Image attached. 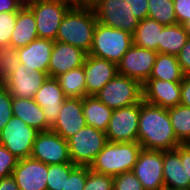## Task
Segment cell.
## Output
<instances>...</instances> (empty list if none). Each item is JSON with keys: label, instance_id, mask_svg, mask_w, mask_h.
<instances>
[{"label": "cell", "instance_id": "c3c4849f", "mask_svg": "<svg viewBox=\"0 0 190 190\" xmlns=\"http://www.w3.org/2000/svg\"><path fill=\"white\" fill-rule=\"evenodd\" d=\"M184 27L190 37V19L184 24Z\"/></svg>", "mask_w": 190, "mask_h": 190}, {"label": "cell", "instance_id": "8992f818", "mask_svg": "<svg viewBox=\"0 0 190 190\" xmlns=\"http://www.w3.org/2000/svg\"><path fill=\"white\" fill-rule=\"evenodd\" d=\"M95 96L112 110H116L139 103L143 99L142 84L117 73Z\"/></svg>", "mask_w": 190, "mask_h": 190}, {"label": "cell", "instance_id": "ba28073f", "mask_svg": "<svg viewBox=\"0 0 190 190\" xmlns=\"http://www.w3.org/2000/svg\"><path fill=\"white\" fill-rule=\"evenodd\" d=\"M39 131L13 116L0 132V144L17 159L29 158Z\"/></svg>", "mask_w": 190, "mask_h": 190}, {"label": "cell", "instance_id": "7a4b0ae2", "mask_svg": "<svg viewBox=\"0 0 190 190\" xmlns=\"http://www.w3.org/2000/svg\"><path fill=\"white\" fill-rule=\"evenodd\" d=\"M96 24L91 6L74 3L64 15L55 41L76 46L89 54Z\"/></svg>", "mask_w": 190, "mask_h": 190}, {"label": "cell", "instance_id": "d6986e66", "mask_svg": "<svg viewBox=\"0 0 190 190\" xmlns=\"http://www.w3.org/2000/svg\"><path fill=\"white\" fill-rule=\"evenodd\" d=\"M83 68L87 95L98 93L118 73L115 63L88 54Z\"/></svg>", "mask_w": 190, "mask_h": 190}, {"label": "cell", "instance_id": "3957f363", "mask_svg": "<svg viewBox=\"0 0 190 190\" xmlns=\"http://www.w3.org/2000/svg\"><path fill=\"white\" fill-rule=\"evenodd\" d=\"M142 150L139 142L107 141L97 154L89 169L93 172L116 176L133 170Z\"/></svg>", "mask_w": 190, "mask_h": 190}, {"label": "cell", "instance_id": "5b68a950", "mask_svg": "<svg viewBox=\"0 0 190 190\" xmlns=\"http://www.w3.org/2000/svg\"><path fill=\"white\" fill-rule=\"evenodd\" d=\"M76 3L75 0H34L25 2L33 12L38 38L56 40L60 23L68 9Z\"/></svg>", "mask_w": 190, "mask_h": 190}, {"label": "cell", "instance_id": "44dd1931", "mask_svg": "<svg viewBox=\"0 0 190 190\" xmlns=\"http://www.w3.org/2000/svg\"><path fill=\"white\" fill-rule=\"evenodd\" d=\"M54 41L38 38L24 47L17 48L21 67L48 73Z\"/></svg>", "mask_w": 190, "mask_h": 190}, {"label": "cell", "instance_id": "ac0fdd59", "mask_svg": "<svg viewBox=\"0 0 190 190\" xmlns=\"http://www.w3.org/2000/svg\"><path fill=\"white\" fill-rule=\"evenodd\" d=\"M87 53L76 46L54 41L48 65V76L56 78L66 72L83 66Z\"/></svg>", "mask_w": 190, "mask_h": 190}, {"label": "cell", "instance_id": "8d00e7d4", "mask_svg": "<svg viewBox=\"0 0 190 190\" xmlns=\"http://www.w3.org/2000/svg\"><path fill=\"white\" fill-rule=\"evenodd\" d=\"M113 190H144L132 171L113 176Z\"/></svg>", "mask_w": 190, "mask_h": 190}, {"label": "cell", "instance_id": "cb8c5ba5", "mask_svg": "<svg viewBox=\"0 0 190 190\" xmlns=\"http://www.w3.org/2000/svg\"><path fill=\"white\" fill-rule=\"evenodd\" d=\"M38 39L36 20L33 12L24 4L17 12V19L11 35L10 46L20 48Z\"/></svg>", "mask_w": 190, "mask_h": 190}, {"label": "cell", "instance_id": "9c48e42d", "mask_svg": "<svg viewBox=\"0 0 190 190\" xmlns=\"http://www.w3.org/2000/svg\"><path fill=\"white\" fill-rule=\"evenodd\" d=\"M91 7L97 22L133 34L139 24L125 0H97Z\"/></svg>", "mask_w": 190, "mask_h": 190}, {"label": "cell", "instance_id": "7402d4cb", "mask_svg": "<svg viewBox=\"0 0 190 190\" xmlns=\"http://www.w3.org/2000/svg\"><path fill=\"white\" fill-rule=\"evenodd\" d=\"M163 179L166 188L190 190V180L186 179L179 146L173 150L163 151Z\"/></svg>", "mask_w": 190, "mask_h": 190}, {"label": "cell", "instance_id": "ab89813d", "mask_svg": "<svg viewBox=\"0 0 190 190\" xmlns=\"http://www.w3.org/2000/svg\"><path fill=\"white\" fill-rule=\"evenodd\" d=\"M176 20L184 25L190 19V0H173Z\"/></svg>", "mask_w": 190, "mask_h": 190}, {"label": "cell", "instance_id": "6da1fadb", "mask_svg": "<svg viewBox=\"0 0 190 190\" xmlns=\"http://www.w3.org/2000/svg\"><path fill=\"white\" fill-rule=\"evenodd\" d=\"M138 142L148 150H173L182 145L173 131L168 109L140 101Z\"/></svg>", "mask_w": 190, "mask_h": 190}, {"label": "cell", "instance_id": "4fadbf2b", "mask_svg": "<svg viewBox=\"0 0 190 190\" xmlns=\"http://www.w3.org/2000/svg\"><path fill=\"white\" fill-rule=\"evenodd\" d=\"M158 52L140 48L134 44L117 65L118 73L138 80L142 85L149 79Z\"/></svg>", "mask_w": 190, "mask_h": 190}, {"label": "cell", "instance_id": "d4e9b609", "mask_svg": "<svg viewBox=\"0 0 190 190\" xmlns=\"http://www.w3.org/2000/svg\"><path fill=\"white\" fill-rule=\"evenodd\" d=\"M113 110L95 95L83 97V115L87 126L106 131Z\"/></svg>", "mask_w": 190, "mask_h": 190}, {"label": "cell", "instance_id": "4316f807", "mask_svg": "<svg viewBox=\"0 0 190 190\" xmlns=\"http://www.w3.org/2000/svg\"><path fill=\"white\" fill-rule=\"evenodd\" d=\"M184 76L177 56L158 53L149 79L182 82Z\"/></svg>", "mask_w": 190, "mask_h": 190}, {"label": "cell", "instance_id": "f1b7e54d", "mask_svg": "<svg viewBox=\"0 0 190 190\" xmlns=\"http://www.w3.org/2000/svg\"><path fill=\"white\" fill-rule=\"evenodd\" d=\"M85 78L84 68L81 66L56 77V80L67 98H83L87 96Z\"/></svg>", "mask_w": 190, "mask_h": 190}, {"label": "cell", "instance_id": "b9f144b4", "mask_svg": "<svg viewBox=\"0 0 190 190\" xmlns=\"http://www.w3.org/2000/svg\"><path fill=\"white\" fill-rule=\"evenodd\" d=\"M181 70L185 76H190V37L177 55Z\"/></svg>", "mask_w": 190, "mask_h": 190}, {"label": "cell", "instance_id": "484cf974", "mask_svg": "<svg viewBox=\"0 0 190 190\" xmlns=\"http://www.w3.org/2000/svg\"><path fill=\"white\" fill-rule=\"evenodd\" d=\"M163 27L150 17L140 20L138 27L132 34L133 44L159 53V42Z\"/></svg>", "mask_w": 190, "mask_h": 190}, {"label": "cell", "instance_id": "ffe728a7", "mask_svg": "<svg viewBox=\"0 0 190 190\" xmlns=\"http://www.w3.org/2000/svg\"><path fill=\"white\" fill-rule=\"evenodd\" d=\"M67 97L56 78L48 77L37 90L34 101L42 108L46 123L52 127L60 114L62 103Z\"/></svg>", "mask_w": 190, "mask_h": 190}, {"label": "cell", "instance_id": "f6af8a7d", "mask_svg": "<svg viewBox=\"0 0 190 190\" xmlns=\"http://www.w3.org/2000/svg\"><path fill=\"white\" fill-rule=\"evenodd\" d=\"M179 155L181 158L182 166L185 168L186 179L190 180V150L185 146H179Z\"/></svg>", "mask_w": 190, "mask_h": 190}, {"label": "cell", "instance_id": "8fae6325", "mask_svg": "<svg viewBox=\"0 0 190 190\" xmlns=\"http://www.w3.org/2000/svg\"><path fill=\"white\" fill-rule=\"evenodd\" d=\"M30 157L48 165L71 162L67 140L51 130L37 134Z\"/></svg>", "mask_w": 190, "mask_h": 190}, {"label": "cell", "instance_id": "ee69618b", "mask_svg": "<svg viewBox=\"0 0 190 190\" xmlns=\"http://www.w3.org/2000/svg\"><path fill=\"white\" fill-rule=\"evenodd\" d=\"M180 104L190 107V76H184L181 82Z\"/></svg>", "mask_w": 190, "mask_h": 190}, {"label": "cell", "instance_id": "60d3db41", "mask_svg": "<svg viewBox=\"0 0 190 190\" xmlns=\"http://www.w3.org/2000/svg\"><path fill=\"white\" fill-rule=\"evenodd\" d=\"M128 4L130 11L139 20L148 17V0H125Z\"/></svg>", "mask_w": 190, "mask_h": 190}, {"label": "cell", "instance_id": "681fc988", "mask_svg": "<svg viewBox=\"0 0 190 190\" xmlns=\"http://www.w3.org/2000/svg\"><path fill=\"white\" fill-rule=\"evenodd\" d=\"M183 146H185L187 149L190 150V137L185 141V143L183 144Z\"/></svg>", "mask_w": 190, "mask_h": 190}, {"label": "cell", "instance_id": "9a60e30c", "mask_svg": "<svg viewBox=\"0 0 190 190\" xmlns=\"http://www.w3.org/2000/svg\"><path fill=\"white\" fill-rule=\"evenodd\" d=\"M85 126L83 98L69 97L62 103L60 114L50 130L67 140Z\"/></svg>", "mask_w": 190, "mask_h": 190}, {"label": "cell", "instance_id": "bcb514c9", "mask_svg": "<svg viewBox=\"0 0 190 190\" xmlns=\"http://www.w3.org/2000/svg\"><path fill=\"white\" fill-rule=\"evenodd\" d=\"M0 190H19L12 175L0 179Z\"/></svg>", "mask_w": 190, "mask_h": 190}, {"label": "cell", "instance_id": "5bb4252c", "mask_svg": "<svg viewBox=\"0 0 190 190\" xmlns=\"http://www.w3.org/2000/svg\"><path fill=\"white\" fill-rule=\"evenodd\" d=\"M48 77L47 72L33 71L20 65L2 84L14 98L33 99Z\"/></svg>", "mask_w": 190, "mask_h": 190}, {"label": "cell", "instance_id": "e0dca14e", "mask_svg": "<svg viewBox=\"0 0 190 190\" xmlns=\"http://www.w3.org/2000/svg\"><path fill=\"white\" fill-rule=\"evenodd\" d=\"M143 100L162 108H171L180 104L181 82L148 79L142 85Z\"/></svg>", "mask_w": 190, "mask_h": 190}, {"label": "cell", "instance_id": "74e56055", "mask_svg": "<svg viewBox=\"0 0 190 190\" xmlns=\"http://www.w3.org/2000/svg\"><path fill=\"white\" fill-rule=\"evenodd\" d=\"M87 178V166H77L66 177V182L62 190H83Z\"/></svg>", "mask_w": 190, "mask_h": 190}, {"label": "cell", "instance_id": "30bf717a", "mask_svg": "<svg viewBox=\"0 0 190 190\" xmlns=\"http://www.w3.org/2000/svg\"><path fill=\"white\" fill-rule=\"evenodd\" d=\"M140 102L113 110L106 133L107 141L138 142Z\"/></svg>", "mask_w": 190, "mask_h": 190}, {"label": "cell", "instance_id": "52a82bcc", "mask_svg": "<svg viewBox=\"0 0 190 190\" xmlns=\"http://www.w3.org/2000/svg\"><path fill=\"white\" fill-rule=\"evenodd\" d=\"M106 143L104 131L86 125L67 139L71 162L77 166H90Z\"/></svg>", "mask_w": 190, "mask_h": 190}, {"label": "cell", "instance_id": "1f68e13d", "mask_svg": "<svg viewBox=\"0 0 190 190\" xmlns=\"http://www.w3.org/2000/svg\"><path fill=\"white\" fill-rule=\"evenodd\" d=\"M77 167L72 162L48 165L47 190H62L66 177Z\"/></svg>", "mask_w": 190, "mask_h": 190}, {"label": "cell", "instance_id": "e575fe53", "mask_svg": "<svg viewBox=\"0 0 190 190\" xmlns=\"http://www.w3.org/2000/svg\"><path fill=\"white\" fill-rule=\"evenodd\" d=\"M16 19L17 12L0 13V46L10 45Z\"/></svg>", "mask_w": 190, "mask_h": 190}, {"label": "cell", "instance_id": "f35d334b", "mask_svg": "<svg viewBox=\"0 0 190 190\" xmlns=\"http://www.w3.org/2000/svg\"><path fill=\"white\" fill-rule=\"evenodd\" d=\"M18 159L0 144V179L12 175Z\"/></svg>", "mask_w": 190, "mask_h": 190}, {"label": "cell", "instance_id": "277c9868", "mask_svg": "<svg viewBox=\"0 0 190 190\" xmlns=\"http://www.w3.org/2000/svg\"><path fill=\"white\" fill-rule=\"evenodd\" d=\"M132 45V34L129 32L97 22L88 55L104 58L118 65Z\"/></svg>", "mask_w": 190, "mask_h": 190}, {"label": "cell", "instance_id": "816d5d0a", "mask_svg": "<svg viewBox=\"0 0 190 190\" xmlns=\"http://www.w3.org/2000/svg\"><path fill=\"white\" fill-rule=\"evenodd\" d=\"M28 1H34V0H25V2H28ZM54 1H61V0H54Z\"/></svg>", "mask_w": 190, "mask_h": 190}, {"label": "cell", "instance_id": "f907efd6", "mask_svg": "<svg viewBox=\"0 0 190 190\" xmlns=\"http://www.w3.org/2000/svg\"><path fill=\"white\" fill-rule=\"evenodd\" d=\"M163 190H179V189H172V188H164Z\"/></svg>", "mask_w": 190, "mask_h": 190}, {"label": "cell", "instance_id": "7bdbcfd3", "mask_svg": "<svg viewBox=\"0 0 190 190\" xmlns=\"http://www.w3.org/2000/svg\"><path fill=\"white\" fill-rule=\"evenodd\" d=\"M25 4V0H0V13L18 12Z\"/></svg>", "mask_w": 190, "mask_h": 190}, {"label": "cell", "instance_id": "836d02e7", "mask_svg": "<svg viewBox=\"0 0 190 190\" xmlns=\"http://www.w3.org/2000/svg\"><path fill=\"white\" fill-rule=\"evenodd\" d=\"M83 190H113V176L93 172L87 166V178Z\"/></svg>", "mask_w": 190, "mask_h": 190}, {"label": "cell", "instance_id": "7c38bea8", "mask_svg": "<svg viewBox=\"0 0 190 190\" xmlns=\"http://www.w3.org/2000/svg\"><path fill=\"white\" fill-rule=\"evenodd\" d=\"M132 172L144 190H163V151L142 148Z\"/></svg>", "mask_w": 190, "mask_h": 190}, {"label": "cell", "instance_id": "4dcf8cb0", "mask_svg": "<svg viewBox=\"0 0 190 190\" xmlns=\"http://www.w3.org/2000/svg\"><path fill=\"white\" fill-rule=\"evenodd\" d=\"M148 17L163 26L177 23L173 0H148Z\"/></svg>", "mask_w": 190, "mask_h": 190}, {"label": "cell", "instance_id": "83f0119b", "mask_svg": "<svg viewBox=\"0 0 190 190\" xmlns=\"http://www.w3.org/2000/svg\"><path fill=\"white\" fill-rule=\"evenodd\" d=\"M188 38L184 25L176 23L164 26L161 31L159 53L177 56Z\"/></svg>", "mask_w": 190, "mask_h": 190}, {"label": "cell", "instance_id": "f546056e", "mask_svg": "<svg viewBox=\"0 0 190 190\" xmlns=\"http://www.w3.org/2000/svg\"><path fill=\"white\" fill-rule=\"evenodd\" d=\"M168 115L177 140L183 145L190 137V107L178 104L168 108Z\"/></svg>", "mask_w": 190, "mask_h": 190}, {"label": "cell", "instance_id": "2e32d148", "mask_svg": "<svg viewBox=\"0 0 190 190\" xmlns=\"http://www.w3.org/2000/svg\"><path fill=\"white\" fill-rule=\"evenodd\" d=\"M12 176L19 190H47L48 164L31 157L18 159Z\"/></svg>", "mask_w": 190, "mask_h": 190}, {"label": "cell", "instance_id": "d590c367", "mask_svg": "<svg viewBox=\"0 0 190 190\" xmlns=\"http://www.w3.org/2000/svg\"><path fill=\"white\" fill-rule=\"evenodd\" d=\"M12 98L9 90L0 84V132L13 117Z\"/></svg>", "mask_w": 190, "mask_h": 190}, {"label": "cell", "instance_id": "7dc6e473", "mask_svg": "<svg viewBox=\"0 0 190 190\" xmlns=\"http://www.w3.org/2000/svg\"><path fill=\"white\" fill-rule=\"evenodd\" d=\"M76 3L91 6L97 0H75Z\"/></svg>", "mask_w": 190, "mask_h": 190}, {"label": "cell", "instance_id": "d6a6232c", "mask_svg": "<svg viewBox=\"0 0 190 190\" xmlns=\"http://www.w3.org/2000/svg\"><path fill=\"white\" fill-rule=\"evenodd\" d=\"M17 48L5 45L0 46V84L20 66Z\"/></svg>", "mask_w": 190, "mask_h": 190}, {"label": "cell", "instance_id": "603a6c76", "mask_svg": "<svg viewBox=\"0 0 190 190\" xmlns=\"http://www.w3.org/2000/svg\"><path fill=\"white\" fill-rule=\"evenodd\" d=\"M13 116L18 117L28 126L39 132L49 131L51 127L46 123L42 108L34 99L12 98Z\"/></svg>", "mask_w": 190, "mask_h": 190}]
</instances>
